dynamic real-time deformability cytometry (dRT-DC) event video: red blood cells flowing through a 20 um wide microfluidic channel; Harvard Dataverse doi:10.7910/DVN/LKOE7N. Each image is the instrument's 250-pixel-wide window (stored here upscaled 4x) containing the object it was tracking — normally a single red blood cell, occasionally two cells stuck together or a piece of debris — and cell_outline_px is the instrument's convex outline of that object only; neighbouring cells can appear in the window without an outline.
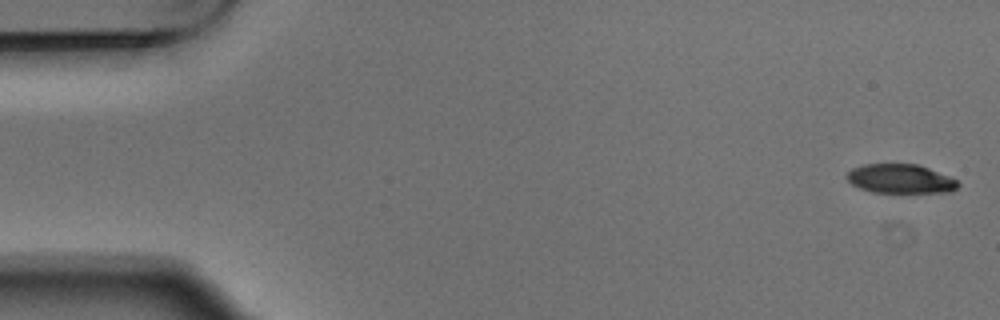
{"species": "Egyptian fruit bat (a non-hibernating species)", "species_latin": "Rousettus aegyptiacus", "temperature_condition": "warm", "stored_images_in_passage": 3, "camera_frame_rate_fps": 3000, "um_per_image_px": 0.085, "animal": {"sex": "male"}, "frame": {"image": 1, "passage_image": 1, "time_ms": 0.0, "image_size_px": [1000, 320], "cell_outline_px": [[960, 184], [952, 192], [872, 192], [860, 188], [852, 184], [844, 176], [852, 168], [864, 164], [916, 164], [928, 168], [948, 176], [956, 180]], "centroid_in_image_um": [76.51, 15.19], "position_along_channel_um": 8.5, "area_um2": 18.73}}